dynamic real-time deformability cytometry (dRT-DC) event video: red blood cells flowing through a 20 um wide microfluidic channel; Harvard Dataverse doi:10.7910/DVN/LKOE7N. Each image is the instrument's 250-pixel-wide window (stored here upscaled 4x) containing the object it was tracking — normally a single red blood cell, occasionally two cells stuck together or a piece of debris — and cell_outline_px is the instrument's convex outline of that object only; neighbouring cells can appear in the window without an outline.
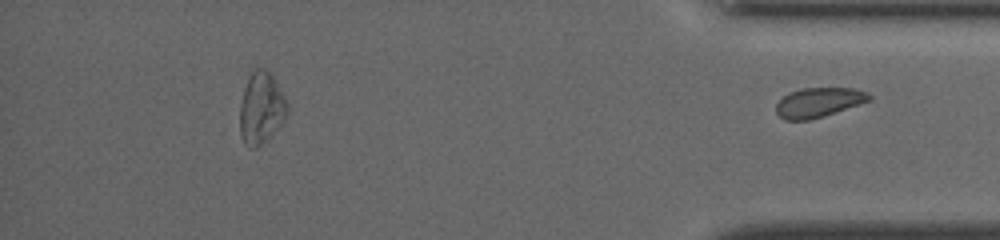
{"species": "common noctule bat (a hibernating species)", "species_latin": "Nyctalus noctula", "temperature_condition": "cold", "stored_images_in_passage": 40, "segment_of_instrument_passage": [2, 2], "camera_frame_rate_fps": 3000, "um_per_image_px": 0.085, "animal": {"sex": "female", "body_mass_g": 19.5, "forearm_length_mm": 54.1}, "frame": {"image": 1, "passage_image": 40, "time_ms": 13.0, "image_size_px": [1000, 240], "cell_outline_px": [[872, 100], [808, 120], [784, 120], [776, 112], [776, 104], [788, 92], [800, 88], [852, 88], [868, 92], [872, 96]], "centroid_in_image_um": [69.58, 8.68], "position_along_channel_um": 365.6, "area_um2": 15.9}}